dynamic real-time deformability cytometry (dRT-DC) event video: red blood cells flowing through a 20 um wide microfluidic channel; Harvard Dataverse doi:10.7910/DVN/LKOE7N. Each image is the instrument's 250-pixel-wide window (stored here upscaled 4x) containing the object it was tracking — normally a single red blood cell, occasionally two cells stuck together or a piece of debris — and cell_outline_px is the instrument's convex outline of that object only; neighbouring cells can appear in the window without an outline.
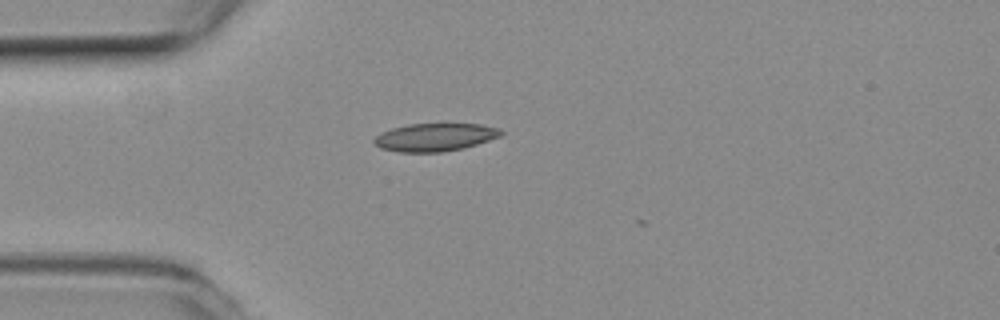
{"species": "common noctule bat (a hibernating species)", "species_latin": "Nyctalus noctula", "temperature_condition": "room temperature", "stored_images_in_passage": 2, "camera_frame_rate_fps": 3000, "um_per_image_px": 0.085, "animal": {"sex": "female", "body_mass_g": 19.3, "forearm_length_mm": 54.1}, "frame": {"image": 1, "passage_image": 1, "time_ms": 0.0, "image_size_px": [1000, 320], "cell_outline_px": [[504, 132], [500, 136], [464, 148], [444, 152], [400, 152], [380, 148], [372, 140], [380, 132], [392, 128], [408, 124], [480, 124], [500, 128]], "centroid_in_image_um": [36.96, 11.66], "position_along_channel_um": 48.0, "area_um2": 20.63}}